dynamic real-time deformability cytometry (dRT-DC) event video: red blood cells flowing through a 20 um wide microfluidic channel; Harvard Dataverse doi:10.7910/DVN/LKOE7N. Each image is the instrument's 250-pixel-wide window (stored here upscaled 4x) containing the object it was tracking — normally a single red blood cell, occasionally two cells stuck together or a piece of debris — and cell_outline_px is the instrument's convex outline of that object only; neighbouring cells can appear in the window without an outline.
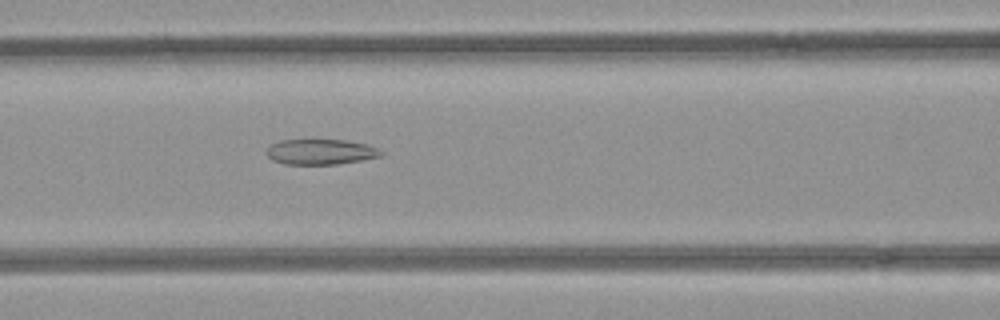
{"species": "common noctule bat (a hibernating species)", "species_latin": "Nyctalus noctula", "temperature_condition": "room temperature", "stored_images_in_passage": 39, "camera_frame_rate_fps": 3000, "um_per_image_px": 0.085, "animal": {"sex": "female", "body_mass_g": 21.9}, "frame": {"image": 1, "passage_image": 9, "time_ms": 2.667, "image_size_px": [1000, 320], "cell_outline_px": [[384, 152], [380, 156], [360, 160], [336, 164], [284, 164], [272, 160], [268, 156], [268, 148], [272, 144], [280, 140], [344, 140], [368, 144]], "centroid_in_image_um": [27.25, 12.9], "position_along_channel_um": 139.3, "area_um2": 16.7}}
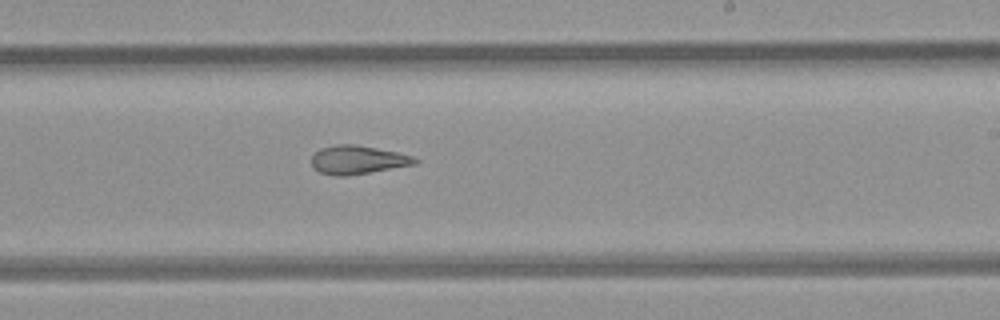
{"frame": {"image": 2, "passage_image": 18, "time_ms": 5.667, "image_size_px": [1000, 320], "cell_outline_px": [[420, 160], [416, 164], [348, 176], [336, 176], [320, 172], [312, 168], [312, 156], [320, 148], [336, 144], [356, 144], [416, 156]], "centroid_in_image_um": [30.42, 13.58], "position_along_channel_um": 258.6, "area_um2": 17.34}}
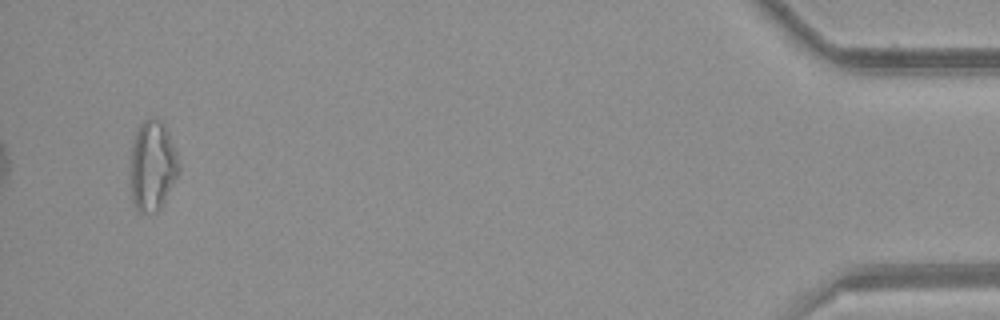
{"frame": {"image": 3, "passage_image": 37, "time_ms": 12.0, "image_size_px": [1000, 320], "cell_outline_px": [[180, 172], [160, 208], [156, 212], [140, 212], [132, 204], [128, 188], [128, 164], [132, 140], [140, 124], [144, 120], [152, 116], [156, 116], [168, 128], [176, 152], [180, 168]], "centroid_in_image_um": [12.9, 14.08], "position_along_channel_um": 422.3, "area_um2": 26.7}, "authors_computed_cell_mechanics": {"area_um2": 19.1318, "velocity_mm_per_s": 3.9836, "shape_relaxation_time_tau1_ms": null, "shape_relaxation_time_tau2_ms": 3.331, "deformation_change_tau1": null, "deformation_change_tau2": 0.1265}}